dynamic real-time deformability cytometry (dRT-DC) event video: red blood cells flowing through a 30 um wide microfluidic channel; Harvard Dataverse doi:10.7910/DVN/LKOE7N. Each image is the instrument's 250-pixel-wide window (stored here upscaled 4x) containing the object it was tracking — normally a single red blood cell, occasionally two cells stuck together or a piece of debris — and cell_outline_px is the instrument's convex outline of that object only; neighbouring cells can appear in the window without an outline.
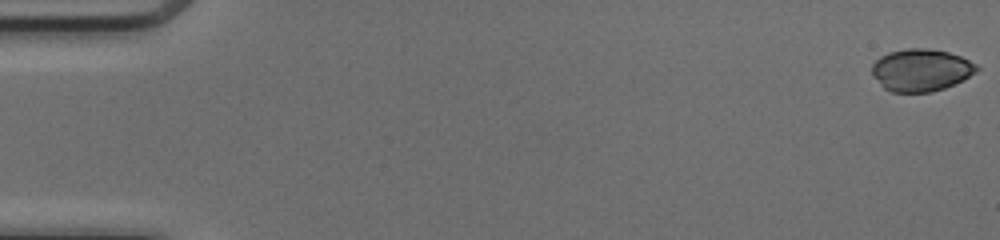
{"species": "common noctule bat (a hibernating species)", "species_latin": "Nyctalus noctula", "temperature_condition": "cold", "stored_images_in_passage": 51, "camera_frame_rate_fps": 3000, "um_per_image_px": 0.085, "animal": {"sex": "female", "body_mass_g": 17.0, "forearm_length_mm": 48.0}, "frame": {"image": 1, "passage_image": 1, "time_ms": 0.0, "image_size_px": [1000, 240], "cell_outline_px": [[980, 68], [976, 72], [944, 88], [932, 92], [892, 92], [884, 88], [872, 76], [872, 64], [880, 56], [888, 52], [908, 48], [924, 48], [948, 52], [960, 56], [976, 64]], "centroid_in_image_um": [78.25, 5.95], "position_along_channel_um": 6.8, "area_um2": 25.66}}
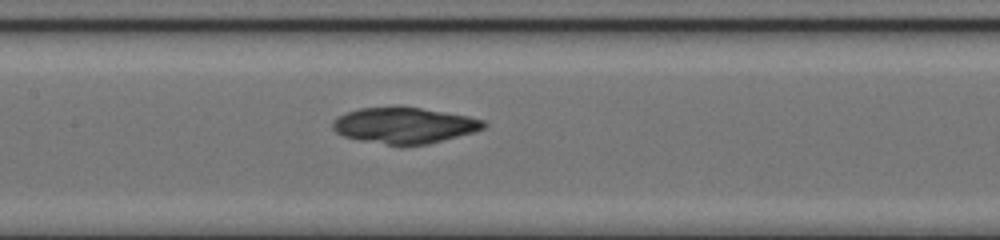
{"frame": {"image": 2, "passage_image": 25, "time_ms": 8.0, "image_size_px": [1000, 240], "cell_outline_px": [[488, 124], [484, 128], [472, 132], [428, 144], [388, 144], [360, 140], [344, 136], [336, 132], [332, 128], [332, 120], [348, 112], [360, 108], [420, 108], [468, 116], [484, 120]], "centroid_in_image_um": [34.37, 10.66], "position_along_channel_um": 173.0, "area_um2": 30.81}}
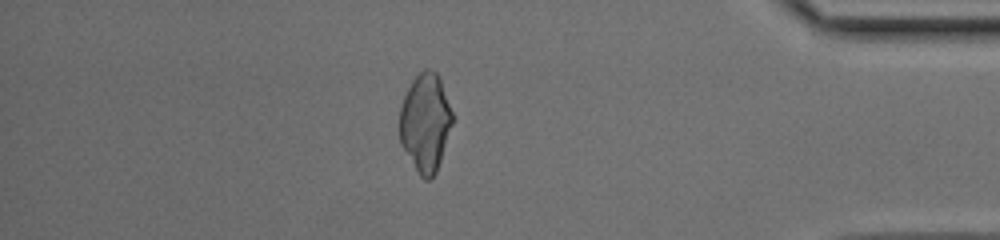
{"frame": {"image": 3, "passage_image": 44, "time_ms": 14.333, "image_size_px": [1000, 240], "cell_outline_px": [[456, 116], [436, 172], [428, 180], [424, 180], [420, 176], [400, 144], [400, 108], [404, 96], [412, 80], [424, 68], [432, 68], [440, 76]], "centroid_in_image_um": [36.2, 10.37], "position_along_channel_um": 399.0, "area_um2": 30.81}}